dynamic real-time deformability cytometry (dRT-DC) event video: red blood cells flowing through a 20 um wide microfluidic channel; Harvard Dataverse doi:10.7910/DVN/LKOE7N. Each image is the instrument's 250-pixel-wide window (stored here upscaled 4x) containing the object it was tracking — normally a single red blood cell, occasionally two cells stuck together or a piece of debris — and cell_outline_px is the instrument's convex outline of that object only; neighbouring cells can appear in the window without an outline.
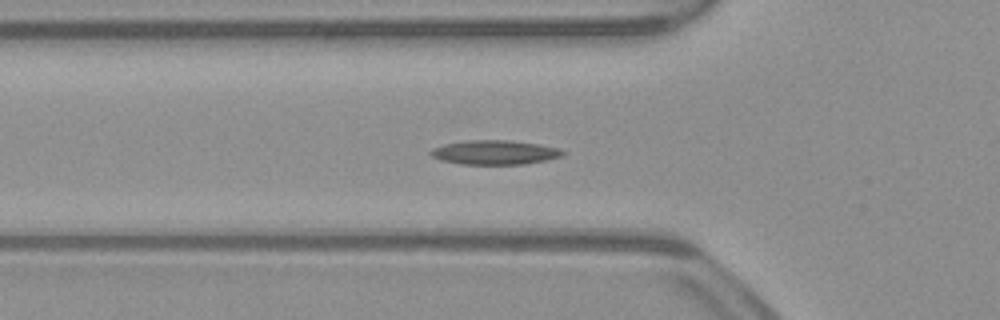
{"species": "common noctule bat (a hibernating species)", "species_latin": "Nyctalus noctula", "temperature_condition": "warm", "stored_images_in_passage": 46, "camera_frame_rate_fps": 3000, "um_per_image_px": 0.085, "animal": {"sex": "male", "body_mass_g": 23.1, "forearm_length_mm": 52.7}, "frame": {"image": 1, "passage_image": 11, "time_ms": 3.333, "image_size_px": [1000, 320], "cell_outline_px": [[564, 152], [560, 156], [544, 160], [524, 164], [460, 164], [440, 160], [432, 156], [428, 152], [432, 148], [444, 144], [464, 140], [508, 140], [540, 144], [560, 148]], "centroid_in_image_um": [42.0, 12.94], "position_along_channel_um": 83.8, "area_um2": 18.67}}
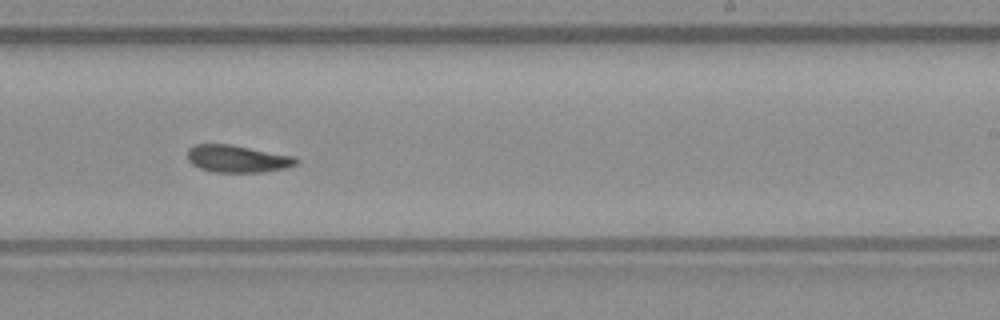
{"frame": {"image": 2, "passage_image": 25, "time_ms": 8.0, "image_size_px": [1000, 320], "cell_outline_px": [[300, 160], [296, 164], [288, 168], [264, 172], [212, 172], [200, 168], [192, 164], [188, 160], [188, 148], [192, 144], [232, 144], [296, 156]], "centroid_in_image_um": [20.21, 13.49], "position_along_channel_um": 268.8, "area_um2": 17.63}}
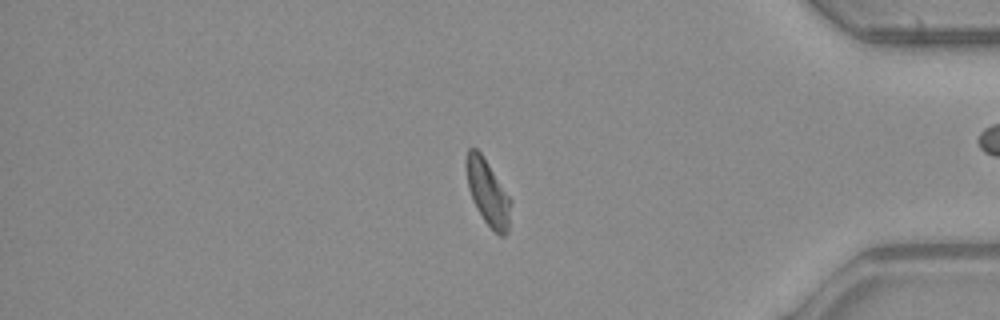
{"frame": {"image": 3, "passage_image": 37, "time_ms": 12.0, "image_size_px": [1000, 320], "cell_outline_px": [[512, 200], [508, 232], [504, 236], [500, 236], [484, 220], [476, 208], [472, 200], [468, 188], [464, 160], [468, 148], [476, 148], [480, 152]], "centroid_in_image_um": [41.45, 16.36], "position_along_channel_um": 393.8, "area_um2": 17.05}, "authors_computed_cell_mechanics": {"area_um2": 17.4845, "velocity_mm_per_s": 3.9537, "shape_relaxation_time_tau1_ms": null, "shape_relaxation_time_tau2_ms": 11.2275, "deformation_change_tau1": null, "deformation_change_tau2": 0.1915}}